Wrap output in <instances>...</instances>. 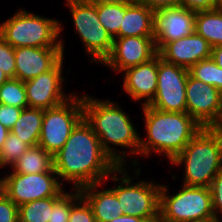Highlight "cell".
I'll use <instances>...</instances> for the list:
<instances>
[{
    "mask_svg": "<svg viewBox=\"0 0 222 222\" xmlns=\"http://www.w3.org/2000/svg\"><path fill=\"white\" fill-rule=\"evenodd\" d=\"M154 11L137 0L126 3L119 37H154Z\"/></svg>",
    "mask_w": 222,
    "mask_h": 222,
    "instance_id": "cell-20",
    "label": "cell"
},
{
    "mask_svg": "<svg viewBox=\"0 0 222 222\" xmlns=\"http://www.w3.org/2000/svg\"><path fill=\"white\" fill-rule=\"evenodd\" d=\"M94 4H124V3H132L136 0H87Z\"/></svg>",
    "mask_w": 222,
    "mask_h": 222,
    "instance_id": "cell-39",
    "label": "cell"
},
{
    "mask_svg": "<svg viewBox=\"0 0 222 222\" xmlns=\"http://www.w3.org/2000/svg\"><path fill=\"white\" fill-rule=\"evenodd\" d=\"M61 31L59 20L23 9L0 24V36L13 48H62L64 53L63 40L58 39Z\"/></svg>",
    "mask_w": 222,
    "mask_h": 222,
    "instance_id": "cell-5",
    "label": "cell"
},
{
    "mask_svg": "<svg viewBox=\"0 0 222 222\" xmlns=\"http://www.w3.org/2000/svg\"><path fill=\"white\" fill-rule=\"evenodd\" d=\"M83 118L98 136L103 150L119 166H126V151L120 153L110 144L130 149L132 155H139L140 136L129 115L115 102L95 99L85 94Z\"/></svg>",
    "mask_w": 222,
    "mask_h": 222,
    "instance_id": "cell-2",
    "label": "cell"
},
{
    "mask_svg": "<svg viewBox=\"0 0 222 222\" xmlns=\"http://www.w3.org/2000/svg\"><path fill=\"white\" fill-rule=\"evenodd\" d=\"M200 222H222L221 219L214 217L212 219L206 220V221H200Z\"/></svg>",
    "mask_w": 222,
    "mask_h": 222,
    "instance_id": "cell-43",
    "label": "cell"
},
{
    "mask_svg": "<svg viewBox=\"0 0 222 222\" xmlns=\"http://www.w3.org/2000/svg\"><path fill=\"white\" fill-rule=\"evenodd\" d=\"M59 198H42L18 206L19 222H48L53 205Z\"/></svg>",
    "mask_w": 222,
    "mask_h": 222,
    "instance_id": "cell-24",
    "label": "cell"
},
{
    "mask_svg": "<svg viewBox=\"0 0 222 222\" xmlns=\"http://www.w3.org/2000/svg\"><path fill=\"white\" fill-rule=\"evenodd\" d=\"M217 8H222V0H216Z\"/></svg>",
    "mask_w": 222,
    "mask_h": 222,
    "instance_id": "cell-44",
    "label": "cell"
},
{
    "mask_svg": "<svg viewBox=\"0 0 222 222\" xmlns=\"http://www.w3.org/2000/svg\"><path fill=\"white\" fill-rule=\"evenodd\" d=\"M0 222H19L18 206L7 195L0 199Z\"/></svg>",
    "mask_w": 222,
    "mask_h": 222,
    "instance_id": "cell-33",
    "label": "cell"
},
{
    "mask_svg": "<svg viewBox=\"0 0 222 222\" xmlns=\"http://www.w3.org/2000/svg\"><path fill=\"white\" fill-rule=\"evenodd\" d=\"M0 69L9 77L15 78L14 48L0 36Z\"/></svg>",
    "mask_w": 222,
    "mask_h": 222,
    "instance_id": "cell-31",
    "label": "cell"
},
{
    "mask_svg": "<svg viewBox=\"0 0 222 222\" xmlns=\"http://www.w3.org/2000/svg\"><path fill=\"white\" fill-rule=\"evenodd\" d=\"M63 59L64 57L51 70L24 82L28 108L47 110L64 103L73 96V93L65 94L62 88L65 81L62 76Z\"/></svg>",
    "mask_w": 222,
    "mask_h": 222,
    "instance_id": "cell-13",
    "label": "cell"
},
{
    "mask_svg": "<svg viewBox=\"0 0 222 222\" xmlns=\"http://www.w3.org/2000/svg\"><path fill=\"white\" fill-rule=\"evenodd\" d=\"M157 54L154 37H119L113 39L111 52L102 64L120 73L150 61Z\"/></svg>",
    "mask_w": 222,
    "mask_h": 222,
    "instance_id": "cell-14",
    "label": "cell"
},
{
    "mask_svg": "<svg viewBox=\"0 0 222 222\" xmlns=\"http://www.w3.org/2000/svg\"><path fill=\"white\" fill-rule=\"evenodd\" d=\"M139 3L152 9L154 12L164 8L178 7L181 0H137Z\"/></svg>",
    "mask_w": 222,
    "mask_h": 222,
    "instance_id": "cell-36",
    "label": "cell"
},
{
    "mask_svg": "<svg viewBox=\"0 0 222 222\" xmlns=\"http://www.w3.org/2000/svg\"><path fill=\"white\" fill-rule=\"evenodd\" d=\"M109 222H147V221L140 217H134V216L123 214L121 216L114 218L112 221H109Z\"/></svg>",
    "mask_w": 222,
    "mask_h": 222,
    "instance_id": "cell-38",
    "label": "cell"
},
{
    "mask_svg": "<svg viewBox=\"0 0 222 222\" xmlns=\"http://www.w3.org/2000/svg\"><path fill=\"white\" fill-rule=\"evenodd\" d=\"M73 191L72 208L68 222H96L92 207L81 195L80 190L73 188Z\"/></svg>",
    "mask_w": 222,
    "mask_h": 222,
    "instance_id": "cell-29",
    "label": "cell"
},
{
    "mask_svg": "<svg viewBox=\"0 0 222 222\" xmlns=\"http://www.w3.org/2000/svg\"><path fill=\"white\" fill-rule=\"evenodd\" d=\"M10 130L5 128L1 123H0V150L2 148V145L4 144L5 140L7 139L8 133Z\"/></svg>",
    "mask_w": 222,
    "mask_h": 222,
    "instance_id": "cell-40",
    "label": "cell"
},
{
    "mask_svg": "<svg viewBox=\"0 0 222 222\" xmlns=\"http://www.w3.org/2000/svg\"><path fill=\"white\" fill-rule=\"evenodd\" d=\"M22 108L0 104V123L11 130L19 118Z\"/></svg>",
    "mask_w": 222,
    "mask_h": 222,
    "instance_id": "cell-34",
    "label": "cell"
},
{
    "mask_svg": "<svg viewBox=\"0 0 222 222\" xmlns=\"http://www.w3.org/2000/svg\"><path fill=\"white\" fill-rule=\"evenodd\" d=\"M211 58L219 67L222 68V44L212 47Z\"/></svg>",
    "mask_w": 222,
    "mask_h": 222,
    "instance_id": "cell-37",
    "label": "cell"
},
{
    "mask_svg": "<svg viewBox=\"0 0 222 222\" xmlns=\"http://www.w3.org/2000/svg\"><path fill=\"white\" fill-rule=\"evenodd\" d=\"M171 164H184L183 185L209 187L222 169L221 131L217 127H202Z\"/></svg>",
    "mask_w": 222,
    "mask_h": 222,
    "instance_id": "cell-4",
    "label": "cell"
},
{
    "mask_svg": "<svg viewBox=\"0 0 222 222\" xmlns=\"http://www.w3.org/2000/svg\"><path fill=\"white\" fill-rule=\"evenodd\" d=\"M194 30L212 47L222 44V8L195 13Z\"/></svg>",
    "mask_w": 222,
    "mask_h": 222,
    "instance_id": "cell-23",
    "label": "cell"
},
{
    "mask_svg": "<svg viewBox=\"0 0 222 222\" xmlns=\"http://www.w3.org/2000/svg\"><path fill=\"white\" fill-rule=\"evenodd\" d=\"M95 6L97 7L99 21L103 27L113 39L119 38V30L126 10V3L95 4Z\"/></svg>",
    "mask_w": 222,
    "mask_h": 222,
    "instance_id": "cell-25",
    "label": "cell"
},
{
    "mask_svg": "<svg viewBox=\"0 0 222 222\" xmlns=\"http://www.w3.org/2000/svg\"><path fill=\"white\" fill-rule=\"evenodd\" d=\"M123 89L134 101L149 105L155 97L158 76V54L150 61L123 71Z\"/></svg>",
    "mask_w": 222,
    "mask_h": 222,
    "instance_id": "cell-18",
    "label": "cell"
},
{
    "mask_svg": "<svg viewBox=\"0 0 222 222\" xmlns=\"http://www.w3.org/2000/svg\"><path fill=\"white\" fill-rule=\"evenodd\" d=\"M151 222H162L160 219H157V220H154V221H151Z\"/></svg>",
    "mask_w": 222,
    "mask_h": 222,
    "instance_id": "cell-46",
    "label": "cell"
},
{
    "mask_svg": "<svg viewBox=\"0 0 222 222\" xmlns=\"http://www.w3.org/2000/svg\"><path fill=\"white\" fill-rule=\"evenodd\" d=\"M8 79L9 77L0 69V86Z\"/></svg>",
    "mask_w": 222,
    "mask_h": 222,
    "instance_id": "cell-42",
    "label": "cell"
},
{
    "mask_svg": "<svg viewBox=\"0 0 222 222\" xmlns=\"http://www.w3.org/2000/svg\"><path fill=\"white\" fill-rule=\"evenodd\" d=\"M212 197V208L215 217L222 218V169L213 178L209 186ZM219 213L221 216L219 217Z\"/></svg>",
    "mask_w": 222,
    "mask_h": 222,
    "instance_id": "cell-32",
    "label": "cell"
},
{
    "mask_svg": "<svg viewBox=\"0 0 222 222\" xmlns=\"http://www.w3.org/2000/svg\"><path fill=\"white\" fill-rule=\"evenodd\" d=\"M78 32L91 62L102 63L110 54L113 38L99 21L97 7L87 0H66Z\"/></svg>",
    "mask_w": 222,
    "mask_h": 222,
    "instance_id": "cell-8",
    "label": "cell"
},
{
    "mask_svg": "<svg viewBox=\"0 0 222 222\" xmlns=\"http://www.w3.org/2000/svg\"><path fill=\"white\" fill-rule=\"evenodd\" d=\"M102 183L106 182L89 184L79 190L92 207L96 222H109L123 215V212L117 196L111 188L105 190L96 189Z\"/></svg>",
    "mask_w": 222,
    "mask_h": 222,
    "instance_id": "cell-19",
    "label": "cell"
},
{
    "mask_svg": "<svg viewBox=\"0 0 222 222\" xmlns=\"http://www.w3.org/2000/svg\"><path fill=\"white\" fill-rule=\"evenodd\" d=\"M189 74L205 84L213 85L222 93V68L212 58L197 62L189 69Z\"/></svg>",
    "mask_w": 222,
    "mask_h": 222,
    "instance_id": "cell-27",
    "label": "cell"
},
{
    "mask_svg": "<svg viewBox=\"0 0 222 222\" xmlns=\"http://www.w3.org/2000/svg\"><path fill=\"white\" fill-rule=\"evenodd\" d=\"M0 104L28 108V100L24 82L16 78H9L0 86Z\"/></svg>",
    "mask_w": 222,
    "mask_h": 222,
    "instance_id": "cell-26",
    "label": "cell"
},
{
    "mask_svg": "<svg viewBox=\"0 0 222 222\" xmlns=\"http://www.w3.org/2000/svg\"><path fill=\"white\" fill-rule=\"evenodd\" d=\"M72 208V192H65L53 205L48 222H68Z\"/></svg>",
    "mask_w": 222,
    "mask_h": 222,
    "instance_id": "cell-30",
    "label": "cell"
},
{
    "mask_svg": "<svg viewBox=\"0 0 222 222\" xmlns=\"http://www.w3.org/2000/svg\"><path fill=\"white\" fill-rule=\"evenodd\" d=\"M56 172L10 173L6 175V195L17 205L49 197H61L66 191Z\"/></svg>",
    "mask_w": 222,
    "mask_h": 222,
    "instance_id": "cell-10",
    "label": "cell"
},
{
    "mask_svg": "<svg viewBox=\"0 0 222 222\" xmlns=\"http://www.w3.org/2000/svg\"><path fill=\"white\" fill-rule=\"evenodd\" d=\"M222 133V123L217 127Z\"/></svg>",
    "mask_w": 222,
    "mask_h": 222,
    "instance_id": "cell-45",
    "label": "cell"
},
{
    "mask_svg": "<svg viewBox=\"0 0 222 222\" xmlns=\"http://www.w3.org/2000/svg\"><path fill=\"white\" fill-rule=\"evenodd\" d=\"M161 185L159 219L162 222H200L215 217L209 187L182 185L176 194L168 195Z\"/></svg>",
    "mask_w": 222,
    "mask_h": 222,
    "instance_id": "cell-6",
    "label": "cell"
},
{
    "mask_svg": "<svg viewBox=\"0 0 222 222\" xmlns=\"http://www.w3.org/2000/svg\"><path fill=\"white\" fill-rule=\"evenodd\" d=\"M189 69L166 62L158 55L157 90L148 105L164 112H186Z\"/></svg>",
    "mask_w": 222,
    "mask_h": 222,
    "instance_id": "cell-11",
    "label": "cell"
},
{
    "mask_svg": "<svg viewBox=\"0 0 222 222\" xmlns=\"http://www.w3.org/2000/svg\"><path fill=\"white\" fill-rule=\"evenodd\" d=\"M124 167L119 166L112 172V177L110 175L108 177L114 182L118 180V183L120 182L111 189L117 196L123 214L140 217L147 222L159 219L161 185L144 180L133 184V177L131 179ZM119 174L120 177H117Z\"/></svg>",
    "mask_w": 222,
    "mask_h": 222,
    "instance_id": "cell-7",
    "label": "cell"
},
{
    "mask_svg": "<svg viewBox=\"0 0 222 222\" xmlns=\"http://www.w3.org/2000/svg\"><path fill=\"white\" fill-rule=\"evenodd\" d=\"M185 90L186 112L202 127H218L222 123V93L190 74Z\"/></svg>",
    "mask_w": 222,
    "mask_h": 222,
    "instance_id": "cell-12",
    "label": "cell"
},
{
    "mask_svg": "<svg viewBox=\"0 0 222 222\" xmlns=\"http://www.w3.org/2000/svg\"><path fill=\"white\" fill-rule=\"evenodd\" d=\"M43 115V109H23L10 132L18 136L29 147L38 145Z\"/></svg>",
    "mask_w": 222,
    "mask_h": 222,
    "instance_id": "cell-22",
    "label": "cell"
},
{
    "mask_svg": "<svg viewBox=\"0 0 222 222\" xmlns=\"http://www.w3.org/2000/svg\"><path fill=\"white\" fill-rule=\"evenodd\" d=\"M141 109L147 139L140 136L139 155L156 152L171 162L202 128L187 112H164L148 105Z\"/></svg>",
    "mask_w": 222,
    "mask_h": 222,
    "instance_id": "cell-3",
    "label": "cell"
},
{
    "mask_svg": "<svg viewBox=\"0 0 222 222\" xmlns=\"http://www.w3.org/2000/svg\"><path fill=\"white\" fill-rule=\"evenodd\" d=\"M195 12L184 7H170L154 13V38L157 51L167 42L188 35L195 30Z\"/></svg>",
    "mask_w": 222,
    "mask_h": 222,
    "instance_id": "cell-15",
    "label": "cell"
},
{
    "mask_svg": "<svg viewBox=\"0 0 222 222\" xmlns=\"http://www.w3.org/2000/svg\"><path fill=\"white\" fill-rule=\"evenodd\" d=\"M180 6L197 13L216 9L217 2L216 0H181Z\"/></svg>",
    "mask_w": 222,
    "mask_h": 222,
    "instance_id": "cell-35",
    "label": "cell"
},
{
    "mask_svg": "<svg viewBox=\"0 0 222 222\" xmlns=\"http://www.w3.org/2000/svg\"><path fill=\"white\" fill-rule=\"evenodd\" d=\"M11 167L14 173L21 174L55 172L54 156L40 145L31 146Z\"/></svg>",
    "mask_w": 222,
    "mask_h": 222,
    "instance_id": "cell-21",
    "label": "cell"
},
{
    "mask_svg": "<svg viewBox=\"0 0 222 222\" xmlns=\"http://www.w3.org/2000/svg\"><path fill=\"white\" fill-rule=\"evenodd\" d=\"M212 46L195 31L186 37L167 42L158 55L166 62L190 69L201 60L211 58Z\"/></svg>",
    "mask_w": 222,
    "mask_h": 222,
    "instance_id": "cell-16",
    "label": "cell"
},
{
    "mask_svg": "<svg viewBox=\"0 0 222 222\" xmlns=\"http://www.w3.org/2000/svg\"><path fill=\"white\" fill-rule=\"evenodd\" d=\"M28 148L23 140L9 132L0 150V168L14 164Z\"/></svg>",
    "mask_w": 222,
    "mask_h": 222,
    "instance_id": "cell-28",
    "label": "cell"
},
{
    "mask_svg": "<svg viewBox=\"0 0 222 222\" xmlns=\"http://www.w3.org/2000/svg\"><path fill=\"white\" fill-rule=\"evenodd\" d=\"M6 195V176L0 179V199Z\"/></svg>",
    "mask_w": 222,
    "mask_h": 222,
    "instance_id": "cell-41",
    "label": "cell"
},
{
    "mask_svg": "<svg viewBox=\"0 0 222 222\" xmlns=\"http://www.w3.org/2000/svg\"><path fill=\"white\" fill-rule=\"evenodd\" d=\"M15 78L22 82L31 80L51 70L63 57L62 48H14Z\"/></svg>",
    "mask_w": 222,
    "mask_h": 222,
    "instance_id": "cell-17",
    "label": "cell"
},
{
    "mask_svg": "<svg viewBox=\"0 0 222 222\" xmlns=\"http://www.w3.org/2000/svg\"><path fill=\"white\" fill-rule=\"evenodd\" d=\"M119 165L103 150L98 136L83 118L72 130L64 146L54 155V170L74 189L108 181Z\"/></svg>",
    "mask_w": 222,
    "mask_h": 222,
    "instance_id": "cell-1",
    "label": "cell"
},
{
    "mask_svg": "<svg viewBox=\"0 0 222 222\" xmlns=\"http://www.w3.org/2000/svg\"><path fill=\"white\" fill-rule=\"evenodd\" d=\"M82 119L83 96L75 94L64 103L44 110L38 145L54 156Z\"/></svg>",
    "mask_w": 222,
    "mask_h": 222,
    "instance_id": "cell-9",
    "label": "cell"
}]
</instances>
